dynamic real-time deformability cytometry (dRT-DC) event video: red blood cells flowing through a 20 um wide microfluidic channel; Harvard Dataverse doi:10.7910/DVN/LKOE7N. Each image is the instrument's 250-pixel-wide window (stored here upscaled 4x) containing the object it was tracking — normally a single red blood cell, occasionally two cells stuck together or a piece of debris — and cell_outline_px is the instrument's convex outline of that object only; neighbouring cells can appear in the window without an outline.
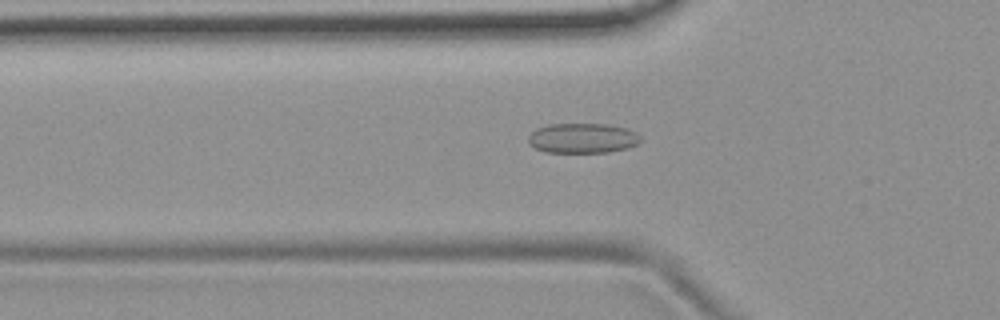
{"species": "common noctule bat (a hibernating species)", "species_latin": "Nyctalus noctula", "temperature_condition": "room temperature", "stored_images_in_passage": 42, "camera_frame_rate_fps": 3000, "um_per_image_px": 0.085, "animal": {"sex": "female", "body_mass_g": 19.9}, "frame": {"image": 1, "passage_image": 12, "time_ms": 3.667, "image_size_px": [1000, 320], "cell_outline_px": [[640, 140], [636, 144], [628, 148], [608, 152], [544, 152], [528, 144], [528, 136], [536, 128], [548, 124], [608, 124], [628, 128], [636, 132], [640, 136]], "centroid_in_image_um": [49.51, 11.74], "position_along_channel_um": 76.3, "area_um2": 19.71}}
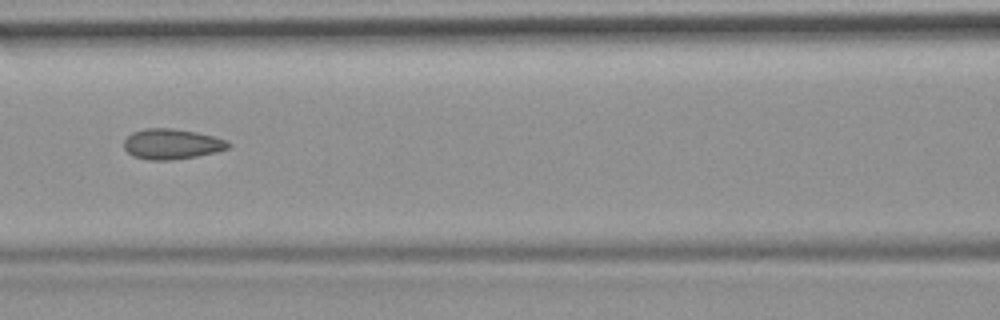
{"frame": {"image": 2, "passage_image": 18, "time_ms": 5.667, "image_size_px": [1000, 320], "cell_outline_px": [[232, 144], [228, 148], [216, 152], [196, 156], [172, 160], [148, 160], [132, 156], [124, 148], [124, 140], [132, 132], [144, 128], [172, 128], [196, 132], [228, 140]], "centroid_in_image_um": [14.59, 12.24], "position_along_channel_um": 152.0, "area_um2": 18.55}}
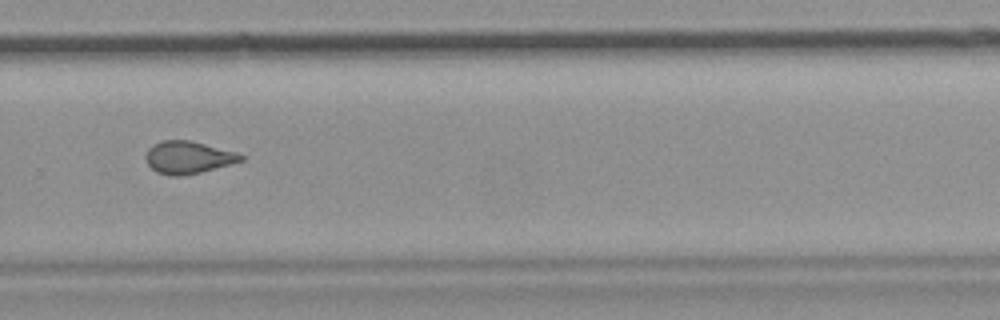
{"frame": {"image": 3, "passage_image": 31, "time_ms": 10.0, "image_size_px": [1000, 320], "cell_outline_px": [[244, 160], [200, 172], [180, 176], [172, 176], [156, 172], [148, 164], [144, 156], [148, 148], [152, 144], [160, 140], [192, 140], [236, 152], [244, 156]], "centroid_in_image_um": [15.95, 13.36], "position_along_channel_um": 313.8, "area_um2": 18.03}, "authors_computed_cell_mechanics": {"area_um2": 18.0625, "velocity_mm_per_s": 3.7616, "shape_relaxation_time_tau1_ms": null, "shape_relaxation_time_tau2_ms": 1.5785, "deformation_change_tau1": null, "deformation_change_tau2": 0.0897}}